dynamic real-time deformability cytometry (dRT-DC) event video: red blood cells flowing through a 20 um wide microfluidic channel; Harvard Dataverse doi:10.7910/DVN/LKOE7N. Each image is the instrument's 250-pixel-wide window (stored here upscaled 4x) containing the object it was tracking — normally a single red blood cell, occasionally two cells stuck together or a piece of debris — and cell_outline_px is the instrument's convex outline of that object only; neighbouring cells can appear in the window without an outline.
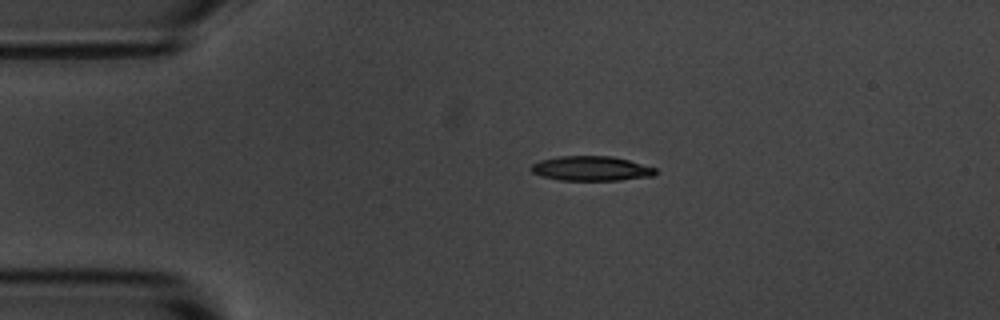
{"species": "common noctule bat (a hibernating species)", "species_latin": "Nyctalus noctula", "temperature_condition": "room temperature", "stored_images_in_passage": 2, "camera_frame_rate_fps": 3000, "um_per_image_px": 0.085, "animal": {"sex": "male", "body_mass_g": 20.1, "forearm_length_mm": 53.5}, "frame": {"image": 1, "passage_image": 1, "time_ms": 0.0, "image_size_px": [1000, 320], "cell_outline_px": [[660, 172], [652, 176], [620, 180], [560, 180], [540, 176], [532, 172], [528, 168], [532, 164], [540, 160], [560, 156], [612, 156], [628, 160], [656, 168]], "centroid_in_image_um": [50.24, 14.32], "position_along_channel_um": 34.8, "area_um2": 17.98}}